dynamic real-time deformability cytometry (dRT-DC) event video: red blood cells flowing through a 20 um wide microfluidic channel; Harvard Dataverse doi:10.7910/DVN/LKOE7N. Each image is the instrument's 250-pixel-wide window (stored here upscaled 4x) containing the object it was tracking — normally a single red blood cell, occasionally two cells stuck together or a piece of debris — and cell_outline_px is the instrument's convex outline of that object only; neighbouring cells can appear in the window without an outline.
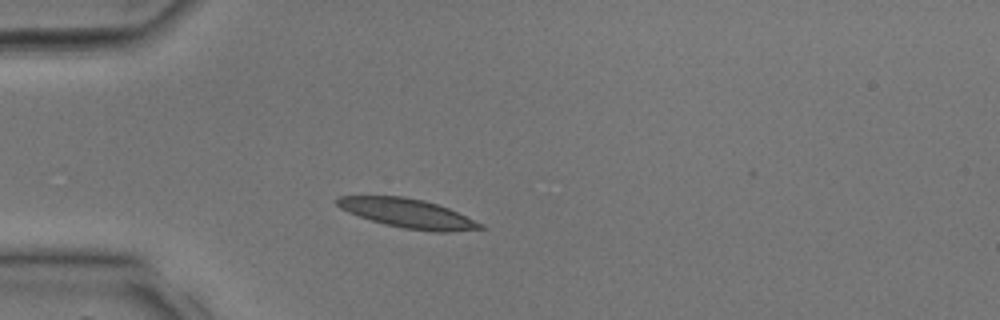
{"species": "common noctule bat (a hibernating species)", "species_latin": "Nyctalus noctula", "temperature_condition": "room temperature", "stored_images_in_passage": 2, "camera_frame_rate_fps": 3000, "um_per_image_px": 0.085, "animal": {"sex": "male", "body_mass_g": 17.9, "forearm_length_mm": 54.2}, "frame": {"image": 1, "passage_image": 2, "time_ms": 0.333, "image_size_px": [1000, 320], "cell_outline_px": [[488, 228], [448, 232], [436, 232], [404, 228], [384, 224], [348, 212], [340, 208], [336, 204], [336, 196], [404, 196], [424, 200], [448, 208], [484, 224]], "centroid_in_image_um": [34.68, 18.13], "position_along_channel_um": 50.3, "area_um2": 24.22}}